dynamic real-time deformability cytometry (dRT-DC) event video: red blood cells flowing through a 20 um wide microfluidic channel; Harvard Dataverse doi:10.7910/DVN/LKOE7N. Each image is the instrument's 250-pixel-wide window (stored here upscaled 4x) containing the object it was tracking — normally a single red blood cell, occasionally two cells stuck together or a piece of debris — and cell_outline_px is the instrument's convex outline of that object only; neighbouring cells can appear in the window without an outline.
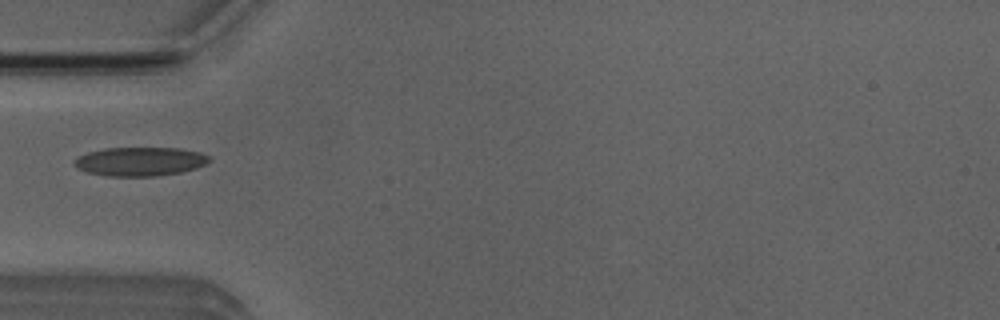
{"species": "Egyptian fruit bat (a non-hibernating species)", "species_latin": "Rousettus aegyptiacus", "temperature_condition": "room temperature", "stored_images_in_passage": 38, "camera_frame_rate_fps": 3000, "um_per_image_px": 0.085, "animal": {"sex": "male"}, "frame": {"image": 1, "passage_image": 1, "time_ms": 0.0, "image_size_px": [1000, 320], "cell_outline_px": [[212, 160], [196, 168], [180, 172], [156, 176], [108, 176], [88, 172], [76, 168], [72, 164], [72, 160], [76, 156], [88, 152], [104, 148], [180, 148], [200, 152], [208, 156]], "centroid_in_image_um": [11.85, 13.72], "position_along_channel_um": 73.1, "area_um2": 22.83}}
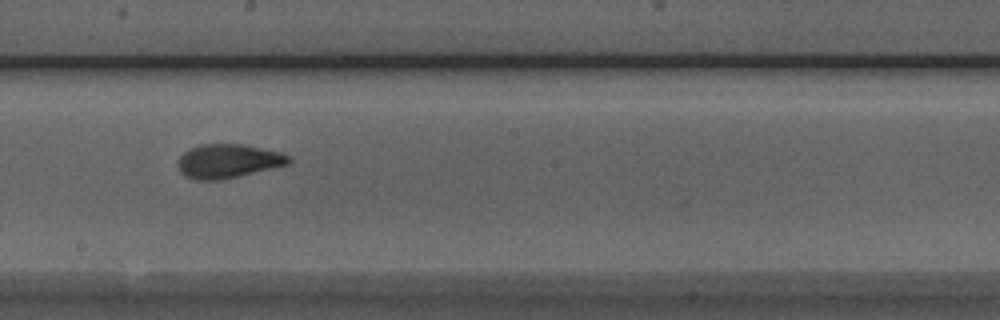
{"frame": {"image": 2, "passage_image": 13, "time_ms": 4.0, "image_size_px": [1000, 320], "cell_outline_px": [[292, 160], [288, 164], [236, 176], [216, 180], [196, 180], [184, 176], [180, 172], [180, 156], [188, 148], [200, 144], [240, 144], [280, 152], [288, 156]], "centroid_in_image_um": [19.35, 13.68], "position_along_channel_um": 228.8, "area_um2": 21.44}}
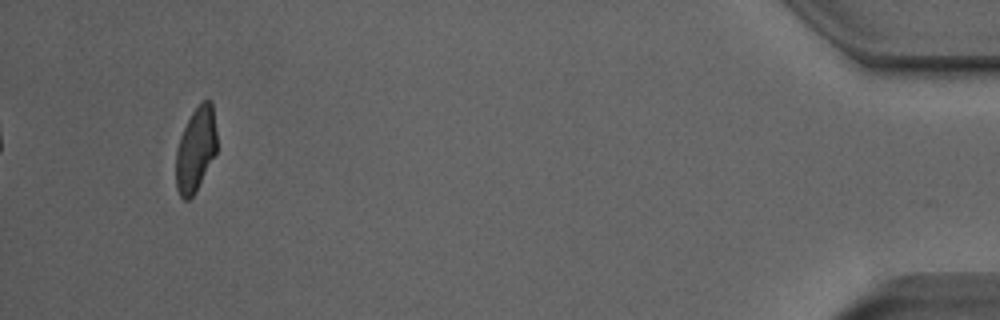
{"frame": {"image": 3, "passage_image": 34, "time_ms": 11.0, "image_size_px": [1000, 320], "cell_outline_px": [[216, 152], [196, 192], [188, 200], [184, 200], [180, 196], [176, 188], [176, 152], [180, 136], [192, 112], [204, 100], [212, 100], [216, 132]], "centroid_in_image_um": [16.63, 12.72], "position_along_channel_um": 418.6, "area_um2": 20.0}}